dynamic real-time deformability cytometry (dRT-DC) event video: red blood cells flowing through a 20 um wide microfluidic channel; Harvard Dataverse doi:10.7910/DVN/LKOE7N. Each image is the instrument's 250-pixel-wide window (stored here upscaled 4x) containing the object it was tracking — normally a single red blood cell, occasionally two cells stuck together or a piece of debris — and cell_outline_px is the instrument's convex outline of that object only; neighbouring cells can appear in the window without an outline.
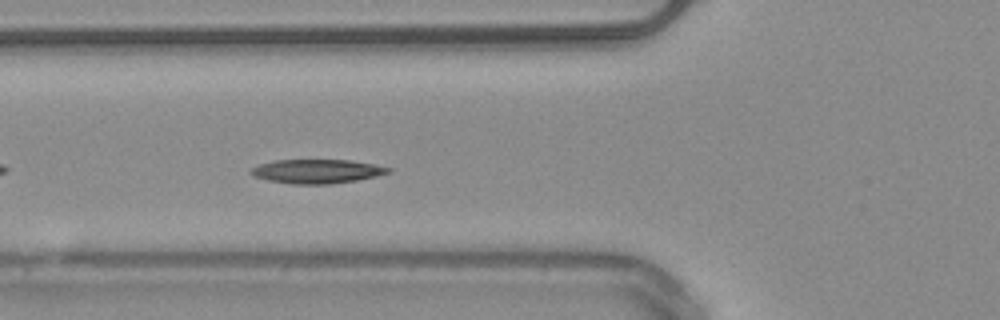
{"species": "common noctule bat (a hibernating species)", "species_latin": "Nyctalus noctula", "temperature_condition": "warm", "stored_images_in_passage": 38, "camera_frame_rate_fps": 3000, "um_per_image_px": 0.085, "animal": {"sex": "male", "body_mass_g": 20.4}, "frame": {"image": 1, "passage_image": 6, "time_ms": 1.667, "image_size_px": [1000, 320], "cell_outline_px": [[392, 172], [376, 176], [356, 180], [332, 184], [292, 184], [268, 180], [252, 176], [248, 172], [252, 168], [260, 164], [276, 160], [348, 160], [372, 164], [392, 168]], "centroid_in_image_um": [26.92, 14.57], "position_along_channel_um": 98.9, "area_um2": 19.19}, "authors_computed_cell_mechanics": {"area_um2": 18.6116, "velocity_mm_per_s": 3.9715, "shape_relaxation_time_tau1_ms": 9.2375, "shape_relaxation_time_tau2_ms": null, "deformation_change_tau1": 0.1791, "deformation_change_tau2": null}}